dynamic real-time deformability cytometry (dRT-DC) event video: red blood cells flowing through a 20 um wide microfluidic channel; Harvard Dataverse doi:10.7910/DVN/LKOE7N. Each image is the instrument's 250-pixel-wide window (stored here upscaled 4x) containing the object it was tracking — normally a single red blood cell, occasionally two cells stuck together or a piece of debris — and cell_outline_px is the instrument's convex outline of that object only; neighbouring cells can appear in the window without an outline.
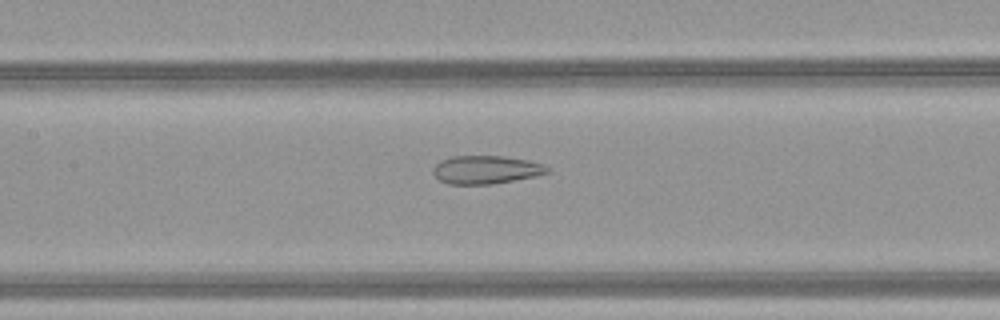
{"species": "common noctule bat (a hibernating species)", "species_latin": "Nyctalus noctula", "temperature_condition": "warm", "stored_images_in_passage": 35, "camera_frame_rate_fps": 3000, "um_per_image_px": 0.085, "animal": {"sex": "female", "body_mass_g": 21.9}, "frame": {"image": 1, "passage_image": 9, "time_ms": 2.667, "image_size_px": [1000, 320], "cell_outline_px": [[552, 172], [536, 176], [492, 184], [448, 184], [440, 180], [432, 172], [432, 168], [440, 160], [452, 156], [504, 156], [528, 160], [544, 164]], "centroid_in_image_um": [41.32, 14.42], "position_along_channel_um": 166.1, "area_um2": 18.9}}
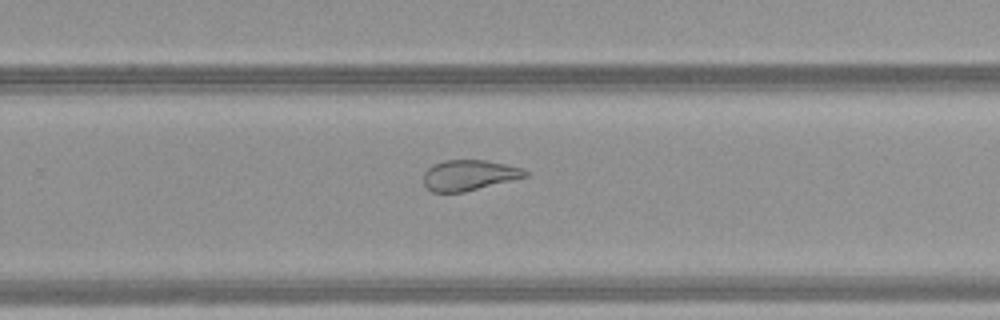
{"frame": {"image": 2, "passage_image": 18, "time_ms": 5.667, "image_size_px": [1000, 320], "cell_outline_px": [[528, 176], [464, 192], [432, 192], [424, 184], [424, 172], [432, 164], [444, 160], [488, 160], [524, 168], [528, 172]], "centroid_in_image_um": [39.88, 14.88], "position_along_channel_um": 289.9, "area_um2": 18.15}}
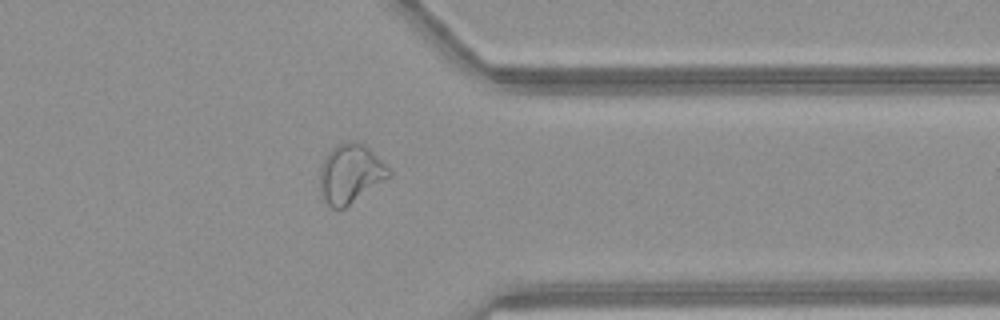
{"frame": {"image": 3, "passage_image": 25, "time_ms": 8.0, "image_size_px": [1000, 320], "cell_outline_px": [[392, 176], [340, 212], [332, 208], [320, 196], [320, 164], [328, 152], [336, 144], [348, 140], [356, 140], [364, 144], [392, 172]], "centroid_in_image_um": [29.76, 14.79], "position_along_channel_um": 381.6, "area_um2": 24.28}, "authors_computed_cell_mechanics": {"area_um2": 21.3282, "velocity_mm_per_s": 4.1421, "shape_relaxation_time_tau1_ms": null, "shape_relaxation_time_tau2_ms": 1.2497, "deformation_change_tau1": null, "deformation_change_tau2": 0.0875}}